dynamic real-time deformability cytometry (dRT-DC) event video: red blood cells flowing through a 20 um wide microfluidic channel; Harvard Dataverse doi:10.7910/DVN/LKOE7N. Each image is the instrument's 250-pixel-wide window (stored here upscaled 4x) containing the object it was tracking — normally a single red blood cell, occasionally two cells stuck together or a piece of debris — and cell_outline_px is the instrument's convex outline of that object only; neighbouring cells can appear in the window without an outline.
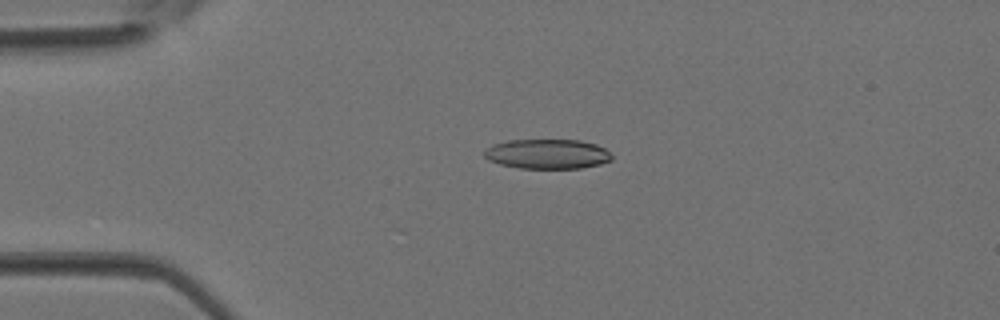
{"species": "Egyptian fruit bat (a non-hibernating species)", "species_latin": "Rousettus aegyptiacus", "temperature_condition": "room temperature", "stored_images_in_passage": 2, "camera_frame_rate_fps": 3000, "um_per_image_px": 0.085, "animal": {"sex": "female"}, "frame": {"image": 1, "passage_image": 1, "time_ms": 0.0, "image_size_px": [1000, 320], "cell_outline_px": [[612, 160], [600, 164], [580, 168], [520, 168], [500, 164], [488, 160], [484, 156], [484, 152], [492, 144], [508, 140], [580, 140], [596, 144], [604, 148], [612, 156]], "centroid_in_image_um": [46.52, 13.08], "position_along_channel_um": 38.5, "area_um2": 22.02}}